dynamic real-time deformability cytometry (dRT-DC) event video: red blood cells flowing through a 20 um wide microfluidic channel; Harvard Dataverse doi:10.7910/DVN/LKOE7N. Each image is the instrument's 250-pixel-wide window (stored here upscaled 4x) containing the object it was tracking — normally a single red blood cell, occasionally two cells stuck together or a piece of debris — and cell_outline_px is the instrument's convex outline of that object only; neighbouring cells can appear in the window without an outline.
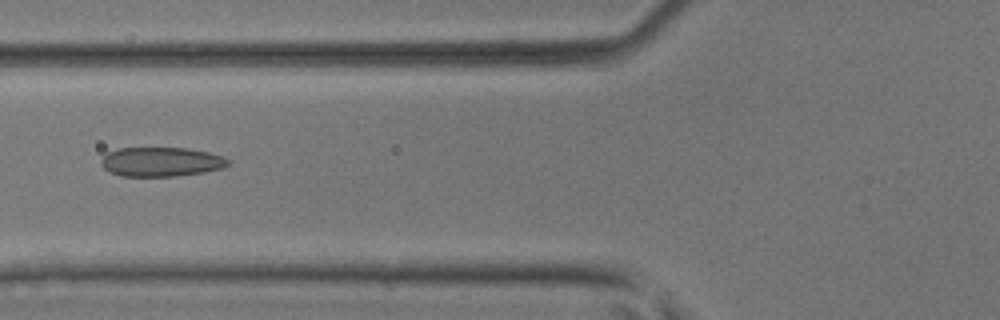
{"species": "common noctule bat (a hibernating species)", "species_latin": "Nyctalus noctula", "temperature_condition": "room temperature", "stored_images_in_passage": 48, "camera_frame_rate_fps": 3000, "um_per_image_px": 0.085, "animal": {"sex": "male", "body_mass_g": 17.9, "forearm_length_mm": 54.2}, "frame": {"image": 1, "passage_image": 19, "time_ms": 6.0, "image_size_px": [1000, 320], "cell_outline_px": [[228, 164], [224, 168], [204, 172], [176, 176], [120, 176], [104, 168], [100, 164], [100, 160], [108, 152], [120, 148], [188, 148], [208, 152], [224, 156], [228, 160]], "centroid_in_image_um": [13.71, 13.75], "position_along_channel_um": 112.1, "area_um2": 21.68}}
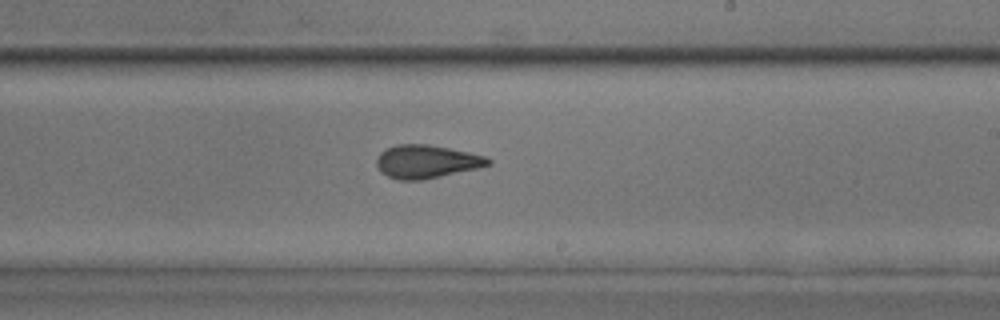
{"frame": {"image": 2, "passage_image": 29, "time_ms": 9.333, "image_size_px": [1000, 320], "cell_outline_px": [[492, 164], [476, 168], [424, 180], [400, 180], [388, 176], [380, 172], [376, 164], [376, 160], [380, 152], [396, 144], [428, 144], [468, 152], [484, 156], [492, 160]], "centroid_in_image_um": [36.23, 13.74], "position_along_channel_um": 252.8, "area_um2": 21.5}}
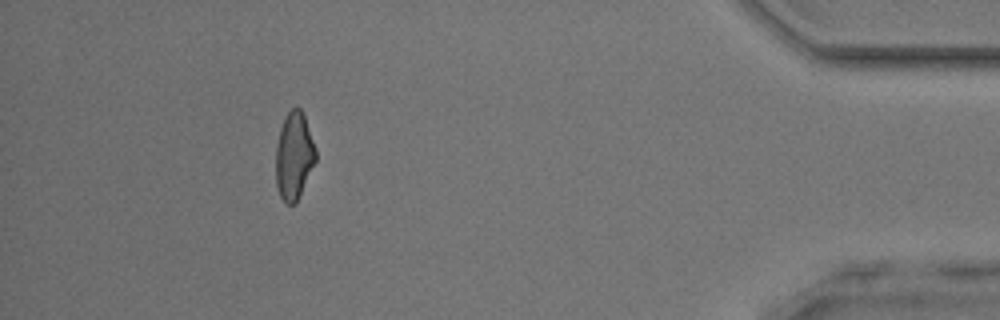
{"frame": {"image": 3, "passage_image": 44, "time_ms": 14.333, "image_size_px": [1000, 320], "cell_outline_px": [[316, 160], [296, 204], [288, 204], [280, 196], [276, 184], [276, 144], [280, 128], [288, 112], [292, 108], [300, 108], [304, 116], [316, 148]], "centroid_in_image_um": [24.99, 13.27], "position_along_channel_um": 410.2, "area_um2": 20.17}, "authors_computed_cell_mechanics": {"area_um2": 21.5305, "velocity_mm_per_s": 4.2392, "shape_relaxation_time_tau1_ms": 3.4911, "shape_relaxation_time_tau2_ms": 1.6526, "deformation_change_tau1": 0.1269, "deformation_change_tau2": 0.0794}}